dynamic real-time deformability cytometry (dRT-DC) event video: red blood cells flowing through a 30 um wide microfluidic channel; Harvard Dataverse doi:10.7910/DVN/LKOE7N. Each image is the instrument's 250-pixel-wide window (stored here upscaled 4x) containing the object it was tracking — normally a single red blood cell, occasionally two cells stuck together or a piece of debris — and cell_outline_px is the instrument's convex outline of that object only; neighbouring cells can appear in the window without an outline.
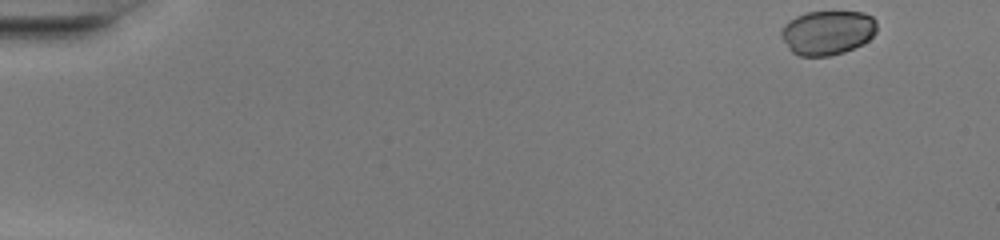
{"species": "common noctule bat (a hibernating species)", "species_latin": "Nyctalus noctula", "temperature_condition": "warm", "stored_images_in_passage": 47, "camera_frame_rate_fps": 3000, "um_per_image_px": 0.085, "animal": {"sex": "female", "body_mass_g": 20.0, "forearm_length_mm": 54.0}, "frame": {"image": 1, "passage_image": 1, "time_ms": 0.0, "image_size_px": [1000, 240], "cell_outline_px": [[876, 32], [864, 44], [844, 52], [828, 56], [800, 56], [792, 52], [788, 48], [780, 36], [780, 32], [784, 24], [788, 20], [796, 16], [808, 12], [864, 12], [872, 16], [876, 20]], "centroid_in_image_um": [70.32, 2.77], "position_along_channel_um": 14.7, "area_um2": 24.91}}
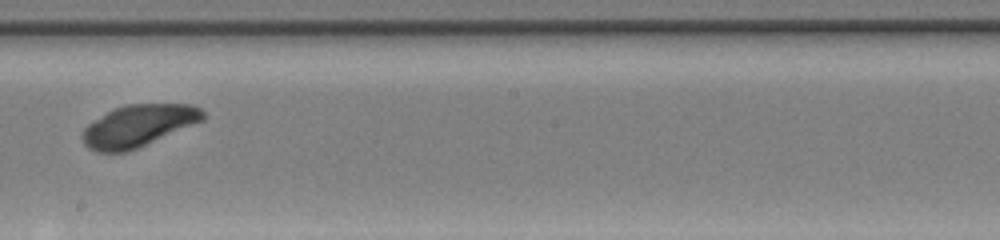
{"frame": {"image": 2, "passage_image": 27, "time_ms": 8.667, "image_size_px": [1000, 240], "cell_outline_px": [[204, 120], [128, 152], [96, 152], [88, 148], [84, 144], [80, 136], [80, 132], [88, 124], [112, 108], [124, 104], [192, 104], [200, 108], [204, 112]], "centroid_in_image_um": [11.71, 10.69], "position_along_channel_um": 236.5, "area_um2": 29.65}}
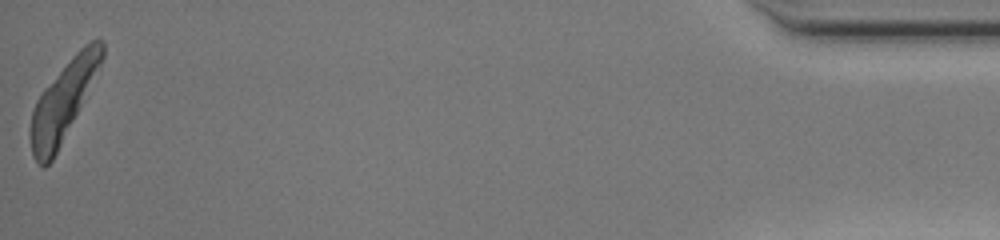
{"frame": {"image": 3, "passage_image": 47, "time_ms": 15.333, "image_size_px": [1000, 240], "cell_outline_px": [[104, 56], [52, 160], [44, 168], [32, 156], [28, 136], [28, 128], [32, 112], [36, 100], [44, 88], [72, 56], [84, 44], [92, 40], [104, 40]], "centroid_in_image_um": [5.3, 8.61], "position_along_channel_um": 429.9, "area_um2": 31.56}, "authors_computed_cell_mechanics": {"area_um2": 29.2468, "velocity_mm_per_s": 4.2106, "shape_relaxation_time_tau1_ms": 1.1236, "shape_relaxation_time_tau2_ms": null, "deformation_change_tau1": 0.0347, "deformation_change_tau2": null}}